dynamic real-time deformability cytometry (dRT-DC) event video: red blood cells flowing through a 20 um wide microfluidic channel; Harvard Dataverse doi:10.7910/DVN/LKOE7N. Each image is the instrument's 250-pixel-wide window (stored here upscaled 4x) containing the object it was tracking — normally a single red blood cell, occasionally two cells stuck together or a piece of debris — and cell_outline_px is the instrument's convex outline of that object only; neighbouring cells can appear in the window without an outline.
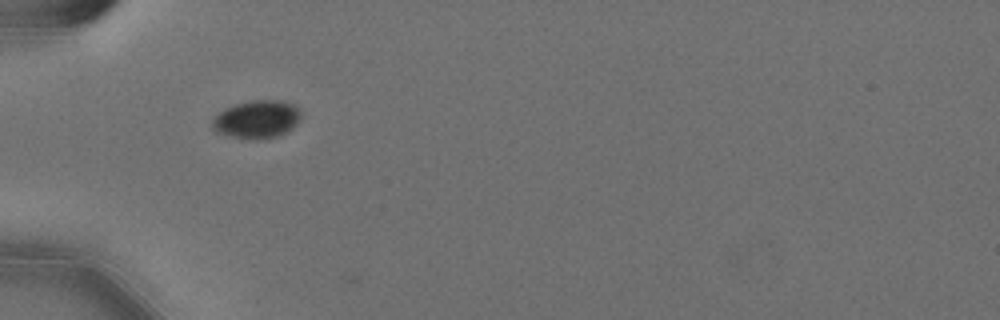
{"species": "Egyptian fruit bat (a non-hibernating species)", "species_latin": "Rousettus aegyptiacus", "temperature_condition": "cold", "stored_images_in_passage": 2, "camera_frame_rate_fps": 3000, "um_per_image_px": 0.085, "animal": {"sex": "female"}, "frame": {"image": 1, "passage_image": 1, "time_ms": 0.0, "image_size_px": [1000, 320], "cell_outline_px": [[300, 120], [288, 132], [280, 136], [256, 140], [228, 136], [216, 132], [212, 128], [212, 120], [224, 108], [236, 104], [252, 100], [284, 100], [300, 108]], "centroid_in_image_um": [21.85, 10.15], "position_along_channel_um": 63.1, "area_um2": 19.88}}